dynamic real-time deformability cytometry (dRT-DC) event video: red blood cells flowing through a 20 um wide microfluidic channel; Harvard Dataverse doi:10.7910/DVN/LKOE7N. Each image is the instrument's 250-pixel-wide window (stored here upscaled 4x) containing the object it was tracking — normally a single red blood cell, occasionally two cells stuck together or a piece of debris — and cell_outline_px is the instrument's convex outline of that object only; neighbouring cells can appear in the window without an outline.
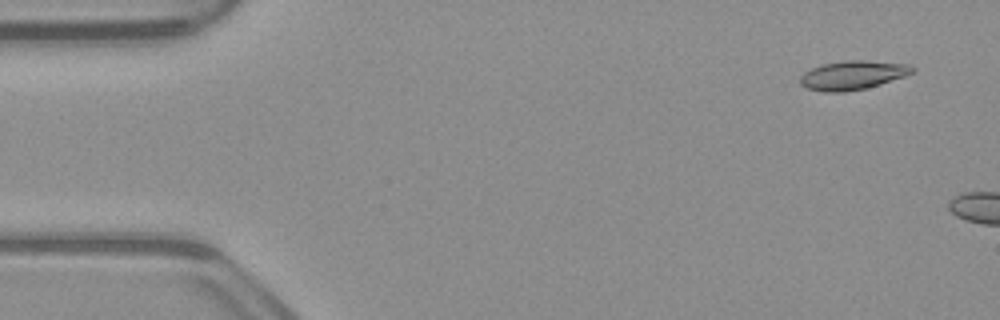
{"species": "common noctule bat (a hibernating species)", "species_latin": "Nyctalus noctula", "temperature_condition": "warm", "stored_images_in_passage": 6, "camera_frame_rate_fps": 3000, "um_per_image_px": 0.085, "animal": {"sex": "male", "body_mass_g": 23.1, "forearm_length_mm": 52.7}, "frame": {"image": 1, "passage_image": 3, "time_ms": 0.667, "image_size_px": [1000, 320], "cell_outline_px": [[916, 72], [880, 84], [864, 88], [844, 92], [824, 92], [808, 88], [800, 84], [800, 76], [804, 72], [820, 64], [848, 60], [864, 60], [912, 64], [916, 68]], "centroid_in_image_um": [72.51, 6.37], "position_along_channel_um": 12.5, "area_um2": 19.02}}